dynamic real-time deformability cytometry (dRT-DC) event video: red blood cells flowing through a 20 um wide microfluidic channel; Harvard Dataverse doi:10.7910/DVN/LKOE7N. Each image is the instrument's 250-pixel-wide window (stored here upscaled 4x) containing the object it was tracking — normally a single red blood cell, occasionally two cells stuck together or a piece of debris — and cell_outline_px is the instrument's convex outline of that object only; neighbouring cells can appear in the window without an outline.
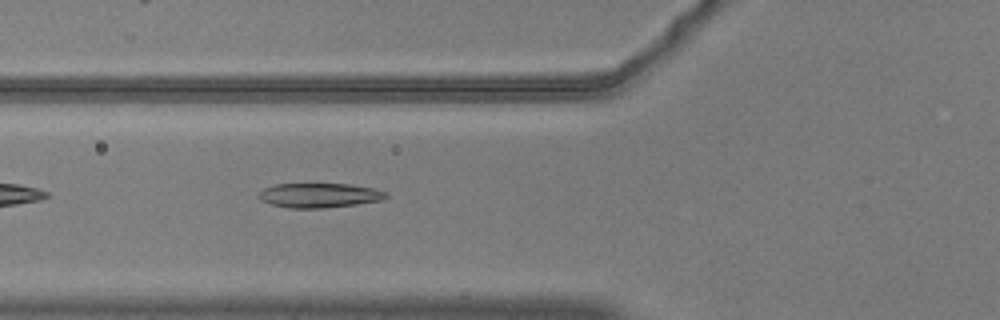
{"species": "common noctule bat (a hibernating species)", "species_latin": "Nyctalus noctula", "temperature_condition": "warm", "stored_images_in_passage": 34, "camera_frame_rate_fps": 3000, "um_per_image_px": 0.085, "animal": {"sex": "male", "body_mass_g": 20.5, "forearm_length_mm": 52.5}, "frame": {"image": 1, "passage_image": 3, "time_ms": 0.667, "image_size_px": [1000, 320], "cell_outline_px": [[388, 196], [384, 200], [356, 204], [324, 208], [288, 208], [272, 204], [260, 200], [256, 196], [264, 188], [276, 184], [348, 184], [376, 188], [388, 192]], "centroid_in_image_um": [27.17, 16.6], "position_along_channel_um": 98.6, "area_um2": 18.32}}
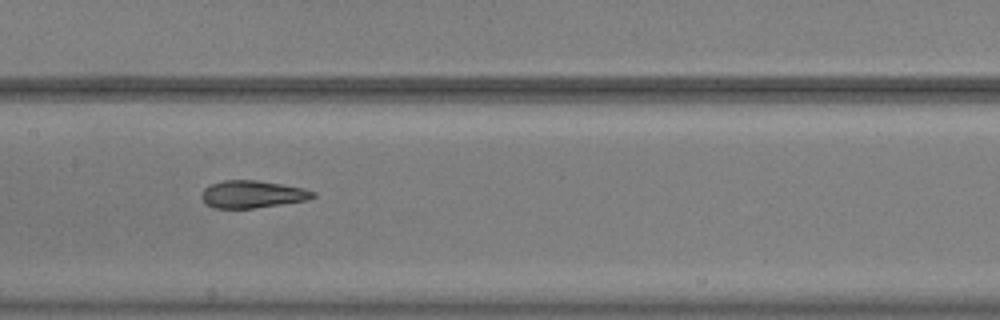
{"frame": {"image": 2, "passage_image": 10, "time_ms": 3.0, "image_size_px": [1000, 320], "cell_outline_px": [[316, 196], [308, 200], [252, 208], [212, 208], [200, 196], [204, 188], [212, 184], [224, 180], [256, 180], [304, 188], [316, 192]], "centroid_in_image_um": [21.46, 16.51], "position_along_channel_um": 185.9, "area_um2": 17.63}}
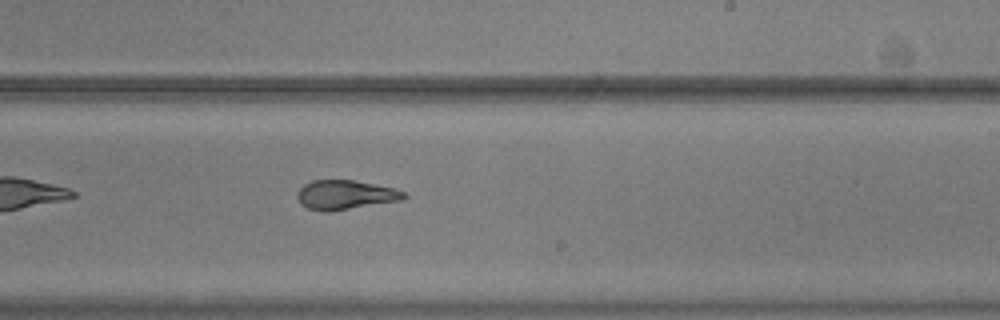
{"frame": {"image": 3, "passage_image": 16, "time_ms": 5.0, "image_size_px": [1000, 320], "cell_outline_px": [[408, 196], [400, 200], [332, 212], [324, 212], [308, 208], [296, 196], [300, 188], [304, 184], [312, 180], [352, 180], [392, 188], [404, 192]], "centroid_in_image_um": [29.33, 16.57], "position_along_channel_um": 259.7, "area_um2": 17.98}}